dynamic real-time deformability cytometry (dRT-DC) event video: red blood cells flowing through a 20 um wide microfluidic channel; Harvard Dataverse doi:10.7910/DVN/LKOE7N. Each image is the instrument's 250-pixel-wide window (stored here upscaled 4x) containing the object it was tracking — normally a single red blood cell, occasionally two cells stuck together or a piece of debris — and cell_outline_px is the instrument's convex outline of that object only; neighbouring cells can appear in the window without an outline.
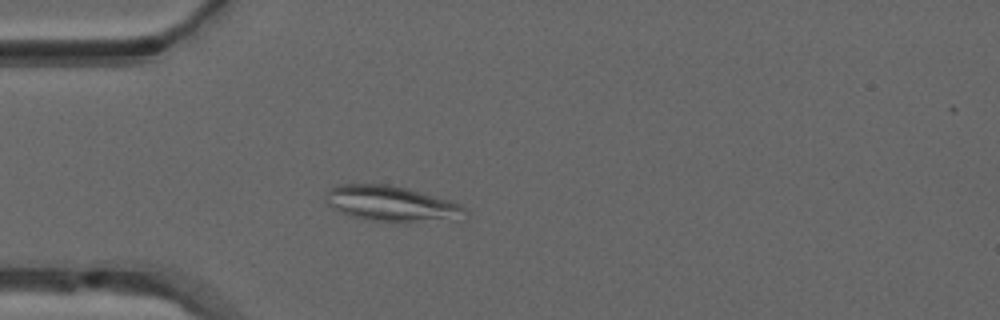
{"species": "common noctule bat (a hibernating species)", "species_latin": "Nyctalus noctula", "temperature_condition": "warm", "stored_images_in_passage": 51, "camera_frame_rate_fps": 3000, "um_per_image_px": 0.085, "animal": {"sex": "male", "forearm_length_mm": 52.5}, "frame": {"image": 1, "passage_image": 14, "time_ms": 4.333, "image_size_px": [1000, 320], "cell_outline_px": [[468, 212], [456, 220], [368, 220], [352, 216], [340, 212], [332, 208], [324, 200], [324, 196], [336, 184], [388, 184], [408, 188], [452, 200], [468, 208]], "centroid_in_image_um": [33.28, 17.28], "position_along_channel_um": 51.7, "area_um2": 28.55}}
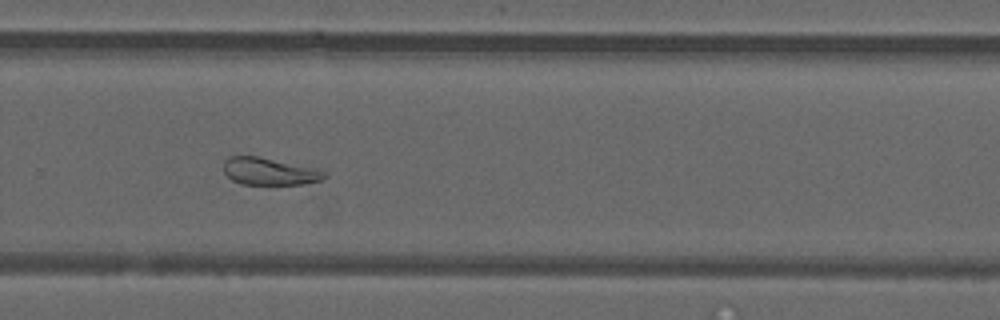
{"frame": {"image": 2, "passage_image": 34, "time_ms": 11.0, "image_size_px": [1000, 320], "cell_outline_px": [[328, 176], [320, 180], [304, 184], [240, 184], [232, 180], [224, 172], [224, 160], [228, 156], [256, 156], [320, 168], [328, 172]], "centroid_in_image_um": [22.95, 14.56], "position_along_channel_um": 306.8, "area_um2": 16.24}}
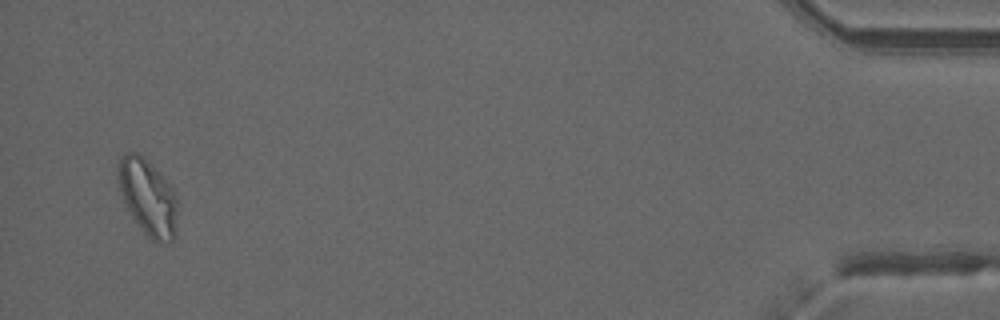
{"frame": {"image": 3, "passage_image": 49, "time_ms": 16.0, "image_size_px": [1000, 320], "cell_outline_px": [[176, 236], [172, 240], [152, 240], [144, 232], [132, 216], [124, 204], [120, 196], [116, 172], [116, 164], [120, 156], [128, 152], [140, 152], [152, 164], [176, 192]], "centroid_in_image_um": [12.52, 16.68], "position_along_channel_um": 422.7, "area_um2": 26.59}, "authors_computed_cell_mechanics": {"area_um2": 23.0044, "velocity_mm_per_s": 3.9844, "shape_relaxation_time_tau1_ms": null, "shape_relaxation_time_tau2_ms": 2.0934, "deformation_change_tau1": null, "deformation_change_tau2": 0.0723}}